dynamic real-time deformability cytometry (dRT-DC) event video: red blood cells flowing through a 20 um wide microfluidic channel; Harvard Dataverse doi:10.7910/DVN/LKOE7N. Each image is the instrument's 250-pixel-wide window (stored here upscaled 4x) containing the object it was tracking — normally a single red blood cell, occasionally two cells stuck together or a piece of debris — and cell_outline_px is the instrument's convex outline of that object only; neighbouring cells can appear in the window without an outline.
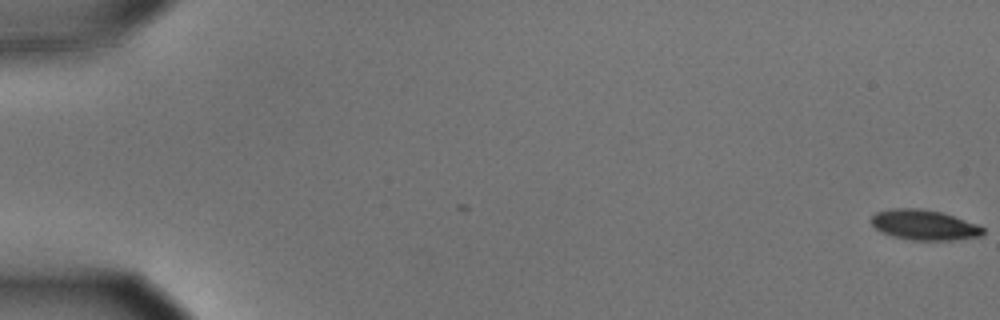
{"species": "common noctule bat (a hibernating species)", "species_latin": "Nyctalus noctula", "temperature_condition": "cold", "stored_images_in_passage": 18, "camera_frame_rate_fps": 3000, "um_per_image_px": 0.085, "animal": {"sex": "male", "body_mass_g": 15.6}, "frame": {"image": 1, "passage_image": 1, "time_ms": 0.0, "image_size_px": [1000, 320], "cell_outline_px": [[984, 232], [980, 236], [952, 240], [908, 240], [892, 236], [880, 232], [868, 220], [876, 212], [892, 208], [920, 208], [940, 212], [976, 224], [984, 228]], "centroid_in_image_um": [78.49, 19.12], "position_along_channel_um": 6.5, "area_um2": 19.65}}
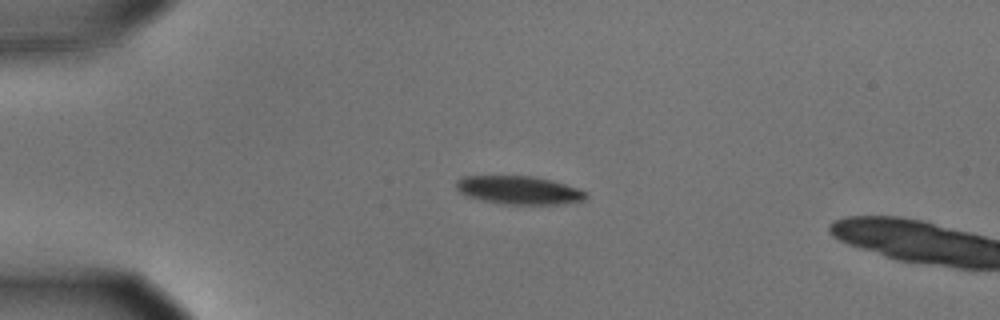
{"frame": {"image": 2, "passage_image": 15, "time_ms": 4.667, "image_size_px": [1000, 320], "cell_outline_px": [[588, 196], [584, 200], [556, 204], [504, 204], [484, 200], [468, 196], [460, 192], [456, 188], [456, 180], [464, 176], [532, 176], [564, 184], [588, 192]], "centroid_in_image_um": [44.1, 16.16], "position_along_channel_um": 40.9, "area_um2": 21.04}}